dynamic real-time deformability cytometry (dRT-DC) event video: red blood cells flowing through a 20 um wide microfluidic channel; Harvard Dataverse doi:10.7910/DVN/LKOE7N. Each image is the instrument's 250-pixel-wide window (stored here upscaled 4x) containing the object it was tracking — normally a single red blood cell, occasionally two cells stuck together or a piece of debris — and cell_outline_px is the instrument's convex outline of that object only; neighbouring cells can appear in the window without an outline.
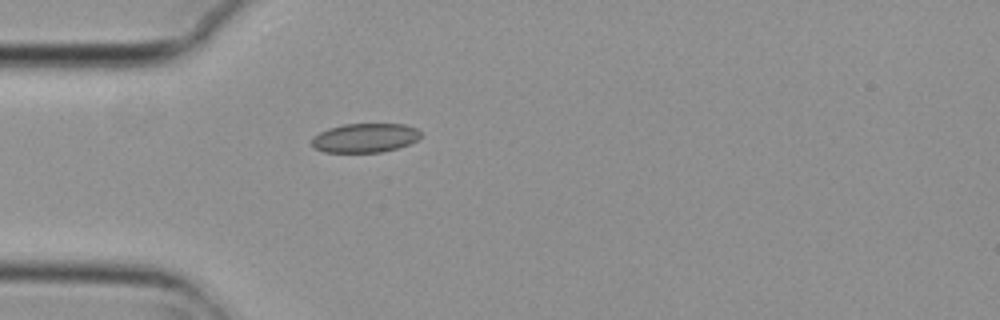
{"species": "common noctule bat (a hibernating species)", "species_latin": "Nyctalus noctula", "temperature_condition": "cold", "stored_images_in_passage": 1, "camera_frame_rate_fps": 3000, "um_per_image_px": 0.085, "animal": {"sex": "female", "body_mass_g": 29.2, "forearm_length_mm": 56.3}, "frame": {"image": 1, "passage_image": 1, "time_ms": 0.0, "image_size_px": [1000, 320], "cell_outline_px": [[420, 136], [416, 140], [408, 144], [396, 148], [380, 152], [324, 152], [312, 148], [312, 136], [328, 128], [344, 124], [404, 124], [416, 128], [420, 132]], "centroid_in_image_um": [30.97, 11.72], "position_along_channel_um": 54.0, "area_um2": 18.44}}